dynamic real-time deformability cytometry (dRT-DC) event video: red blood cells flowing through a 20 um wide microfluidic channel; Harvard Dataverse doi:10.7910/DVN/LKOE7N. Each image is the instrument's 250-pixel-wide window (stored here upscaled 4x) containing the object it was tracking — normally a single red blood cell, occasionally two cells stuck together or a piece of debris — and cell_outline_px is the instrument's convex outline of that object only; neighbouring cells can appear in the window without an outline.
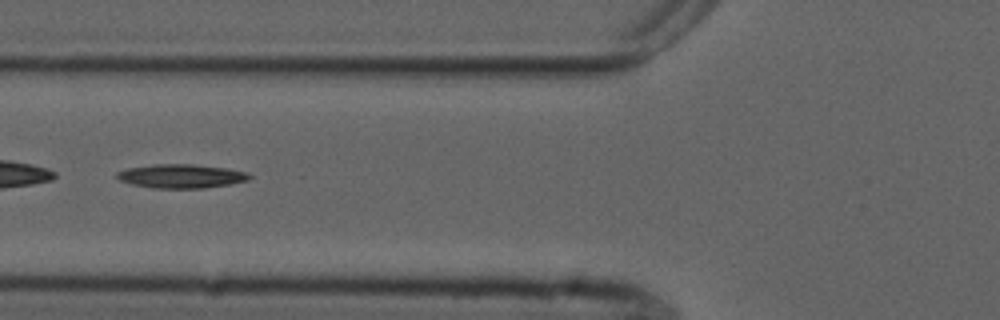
{"species": "common noctule bat (a hibernating species)", "species_latin": "Nyctalus noctula", "temperature_condition": "cold", "stored_images_in_passage": 32, "camera_frame_rate_fps": 3000, "um_per_image_px": 0.085, "animal": {"sex": "male", "forearm_length_mm": 52.5}, "frame": {"image": 1, "passage_image": 5, "time_ms": 1.333, "image_size_px": [1000, 320], "cell_outline_px": [[252, 176], [248, 180], [228, 184], [204, 188], [152, 188], [132, 184], [120, 180], [116, 176], [116, 172], [128, 168], [152, 164], [192, 164], [228, 168], [248, 172]], "centroid_in_image_um": [15.41, 14.96], "position_along_channel_um": 110.4, "area_um2": 18.44}, "authors_computed_cell_mechanics": {"area_um2": 16.8776, "velocity_mm_per_s": 3.7597, "shape_relaxation_time_tau1_ms": 8.8382, "shape_relaxation_time_tau2_ms": null, "deformation_change_tau1": 0.2228, "deformation_change_tau2": null}}